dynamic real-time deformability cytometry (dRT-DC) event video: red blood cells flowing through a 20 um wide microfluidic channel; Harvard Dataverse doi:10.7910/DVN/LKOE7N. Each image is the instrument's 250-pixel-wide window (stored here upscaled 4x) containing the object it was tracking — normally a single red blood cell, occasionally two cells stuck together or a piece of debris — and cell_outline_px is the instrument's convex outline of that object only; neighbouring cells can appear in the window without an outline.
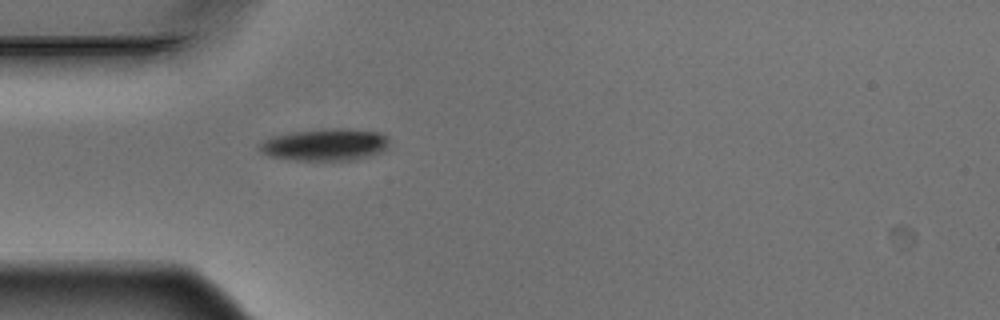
{"species": "Egyptian fruit bat (a non-hibernating species)", "species_latin": "Rousettus aegyptiacus", "temperature_condition": "warm", "stored_images_in_passage": 4, "camera_frame_rate_fps": 3000, "um_per_image_px": 0.085, "animal": {"sex": "male"}, "frame": {"image": 1, "passage_image": 4, "time_ms": 1.0, "image_size_px": [1000, 320], "cell_outline_px": [[388, 148], [384, 152], [356, 160], [296, 160], [268, 156], [260, 152], [256, 148], [264, 140], [272, 136], [292, 132], [324, 128], [344, 128], [380, 132], [388, 136]], "centroid_in_image_um": [27.66, 12.3], "position_along_channel_um": 57.3, "area_um2": 24.68}}